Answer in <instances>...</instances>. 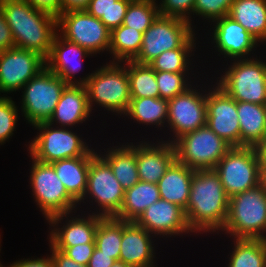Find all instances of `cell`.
<instances>
[{
    "mask_svg": "<svg viewBox=\"0 0 266 267\" xmlns=\"http://www.w3.org/2000/svg\"><path fill=\"white\" fill-rule=\"evenodd\" d=\"M67 84L47 67L22 87V116L30 125L48 122Z\"/></svg>",
    "mask_w": 266,
    "mask_h": 267,
    "instance_id": "obj_7",
    "label": "cell"
},
{
    "mask_svg": "<svg viewBox=\"0 0 266 267\" xmlns=\"http://www.w3.org/2000/svg\"><path fill=\"white\" fill-rule=\"evenodd\" d=\"M1 238V237H0ZM1 240V239H0ZM0 244H1V241H0ZM0 248H1V246H0ZM0 251H1V249H0ZM0 267H5V266H3L2 264H1V262H0Z\"/></svg>",
    "mask_w": 266,
    "mask_h": 267,
    "instance_id": "obj_52",
    "label": "cell"
},
{
    "mask_svg": "<svg viewBox=\"0 0 266 267\" xmlns=\"http://www.w3.org/2000/svg\"><path fill=\"white\" fill-rule=\"evenodd\" d=\"M128 76L131 98H160L156 71L148 64L128 61Z\"/></svg>",
    "mask_w": 266,
    "mask_h": 267,
    "instance_id": "obj_34",
    "label": "cell"
},
{
    "mask_svg": "<svg viewBox=\"0 0 266 267\" xmlns=\"http://www.w3.org/2000/svg\"><path fill=\"white\" fill-rule=\"evenodd\" d=\"M143 33L131 27L120 25L111 30L110 62L133 61L140 53Z\"/></svg>",
    "mask_w": 266,
    "mask_h": 267,
    "instance_id": "obj_31",
    "label": "cell"
},
{
    "mask_svg": "<svg viewBox=\"0 0 266 267\" xmlns=\"http://www.w3.org/2000/svg\"><path fill=\"white\" fill-rule=\"evenodd\" d=\"M37 129L36 137L29 141V157L43 163H52L57 160L86 156L93 148L88 146L71 128L57 127L48 122L33 126ZM55 127V128H54Z\"/></svg>",
    "mask_w": 266,
    "mask_h": 267,
    "instance_id": "obj_6",
    "label": "cell"
},
{
    "mask_svg": "<svg viewBox=\"0 0 266 267\" xmlns=\"http://www.w3.org/2000/svg\"><path fill=\"white\" fill-rule=\"evenodd\" d=\"M12 97L0 95V144H4L14 134L20 115ZM8 139V140H7Z\"/></svg>",
    "mask_w": 266,
    "mask_h": 267,
    "instance_id": "obj_39",
    "label": "cell"
},
{
    "mask_svg": "<svg viewBox=\"0 0 266 267\" xmlns=\"http://www.w3.org/2000/svg\"><path fill=\"white\" fill-rule=\"evenodd\" d=\"M33 8L46 12L54 17L61 14V0H26Z\"/></svg>",
    "mask_w": 266,
    "mask_h": 267,
    "instance_id": "obj_43",
    "label": "cell"
},
{
    "mask_svg": "<svg viewBox=\"0 0 266 267\" xmlns=\"http://www.w3.org/2000/svg\"><path fill=\"white\" fill-rule=\"evenodd\" d=\"M71 214L56 215L47 221L50 227H53L49 228L51 229L49 238H47L49 243L55 248H68L80 244L95 243L98 223L103 217L92 213L84 216L82 212L81 216L79 214L77 216ZM64 219L66 220L65 223L63 222ZM62 222L64 225H59Z\"/></svg>",
    "mask_w": 266,
    "mask_h": 267,
    "instance_id": "obj_18",
    "label": "cell"
},
{
    "mask_svg": "<svg viewBox=\"0 0 266 267\" xmlns=\"http://www.w3.org/2000/svg\"><path fill=\"white\" fill-rule=\"evenodd\" d=\"M91 0H61V13L74 11V10H85Z\"/></svg>",
    "mask_w": 266,
    "mask_h": 267,
    "instance_id": "obj_48",
    "label": "cell"
},
{
    "mask_svg": "<svg viewBox=\"0 0 266 267\" xmlns=\"http://www.w3.org/2000/svg\"><path fill=\"white\" fill-rule=\"evenodd\" d=\"M57 32L93 55L109 53L111 31L86 10L63 12L57 17Z\"/></svg>",
    "mask_w": 266,
    "mask_h": 267,
    "instance_id": "obj_12",
    "label": "cell"
},
{
    "mask_svg": "<svg viewBox=\"0 0 266 267\" xmlns=\"http://www.w3.org/2000/svg\"><path fill=\"white\" fill-rule=\"evenodd\" d=\"M122 240V220L115 217H103L95 233V247L103 254L119 260Z\"/></svg>",
    "mask_w": 266,
    "mask_h": 267,
    "instance_id": "obj_35",
    "label": "cell"
},
{
    "mask_svg": "<svg viewBox=\"0 0 266 267\" xmlns=\"http://www.w3.org/2000/svg\"><path fill=\"white\" fill-rule=\"evenodd\" d=\"M159 199L157 183L139 181L125 191L121 209L114 217L123 221H136L147 207Z\"/></svg>",
    "mask_w": 266,
    "mask_h": 267,
    "instance_id": "obj_29",
    "label": "cell"
},
{
    "mask_svg": "<svg viewBox=\"0 0 266 267\" xmlns=\"http://www.w3.org/2000/svg\"><path fill=\"white\" fill-rule=\"evenodd\" d=\"M88 56L94 55L78 44L64 39L57 33L45 62L46 67L59 76L67 85L85 86L93 72H89L80 79H77L75 75L81 70L82 59Z\"/></svg>",
    "mask_w": 266,
    "mask_h": 267,
    "instance_id": "obj_20",
    "label": "cell"
},
{
    "mask_svg": "<svg viewBox=\"0 0 266 267\" xmlns=\"http://www.w3.org/2000/svg\"><path fill=\"white\" fill-rule=\"evenodd\" d=\"M157 2L156 0L131 1L122 25L144 33L159 16Z\"/></svg>",
    "mask_w": 266,
    "mask_h": 267,
    "instance_id": "obj_37",
    "label": "cell"
},
{
    "mask_svg": "<svg viewBox=\"0 0 266 267\" xmlns=\"http://www.w3.org/2000/svg\"><path fill=\"white\" fill-rule=\"evenodd\" d=\"M188 74V75H187ZM189 72H166L156 71V80L158 84L160 98L171 99L184 93L194 82L191 81ZM190 78V79H189Z\"/></svg>",
    "mask_w": 266,
    "mask_h": 267,
    "instance_id": "obj_38",
    "label": "cell"
},
{
    "mask_svg": "<svg viewBox=\"0 0 266 267\" xmlns=\"http://www.w3.org/2000/svg\"><path fill=\"white\" fill-rule=\"evenodd\" d=\"M111 267H132L124 262H122L121 260H116Z\"/></svg>",
    "mask_w": 266,
    "mask_h": 267,
    "instance_id": "obj_51",
    "label": "cell"
},
{
    "mask_svg": "<svg viewBox=\"0 0 266 267\" xmlns=\"http://www.w3.org/2000/svg\"><path fill=\"white\" fill-rule=\"evenodd\" d=\"M193 85L184 93L168 100L167 130L171 129L173 137L168 141L174 143L183 135L206 125L207 120V90L197 89ZM195 88V89H194ZM169 128V129H168ZM172 140H171V139Z\"/></svg>",
    "mask_w": 266,
    "mask_h": 267,
    "instance_id": "obj_14",
    "label": "cell"
},
{
    "mask_svg": "<svg viewBox=\"0 0 266 267\" xmlns=\"http://www.w3.org/2000/svg\"><path fill=\"white\" fill-rule=\"evenodd\" d=\"M15 47L12 32L0 10V51Z\"/></svg>",
    "mask_w": 266,
    "mask_h": 267,
    "instance_id": "obj_44",
    "label": "cell"
},
{
    "mask_svg": "<svg viewBox=\"0 0 266 267\" xmlns=\"http://www.w3.org/2000/svg\"><path fill=\"white\" fill-rule=\"evenodd\" d=\"M228 16L259 43L266 39V0H233Z\"/></svg>",
    "mask_w": 266,
    "mask_h": 267,
    "instance_id": "obj_28",
    "label": "cell"
},
{
    "mask_svg": "<svg viewBox=\"0 0 266 267\" xmlns=\"http://www.w3.org/2000/svg\"><path fill=\"white\" fill-rule=\"evenodd\" d=\"M162 2L158 4L159 15L176 17L190 22L193 28L191 20L193 14V7L196 0H161Z\"/></svg>",
    "mask_w": 266,
    "mask_h": 267,
    "instance_id": "obj_41",
    "label": "cell"
},
{
    "mask_svg": "<svg viewBox=\"0 0 266 267\" xmlns=\"http://www.w3.org/2000/svg\"><path fill=\"white\" fill-rule=\"evenodd\" d=\"M135 222L158 238L193 233L188 226L185 210L163 199L147 207Z\"/></svg>",
    "mask_w": 266,
    "mask_h": 267,
    "instance_id": "obj_19",
    "label": "cell"
},
{
    "mask_svg": "<svg viewBox=\"0 0 266 267\" xmlns=\"http://www.w3.org/2000/svg\"><path fill=\"white\" fill-rule=\"evenodd\" d=\"M81 265H88L95 249V243L75 245L68 248H56Z\"/></svg>",
    "mask_w": 266,
    "mask_h": 267,
    "instance_id": "obj_42",
    "label": "cell"
},
{
    "mask_svg": "<svg viewBox=\"0 0 266 267\" xmlns=\"http://www.w3.org/2000/svg\"><path fill=\"white\" fill-rule=\"evenodd\" d=\"M15 47L48 58L57 32V18L33 8L26 0H0Z\"/></svg>",
    "mask_w": 266,
    "mask_h": 267,
    "instance_id": "obj_2",
    "label": "cell"
},
{
    "mask_svg": "<svg viewBox=\"0 0 266 267\" xmlns=\"http://www.w3.org/2000/svg\"><path fill=\"white\" fill-rule=\"evenodd\" d=\"M212 47L228 60L250 59L261 44L246 29L231 17L224 16L213 21ZM259 44V45H258Z\"/></svg>",
    "mask_w": 266,
    "mask_h": 267,
    "instance_id": "obj_17",
    "label": "cell"
},
{
    "mask_svg": "<svg viewBox=\"0 0 266 267\" xmlns=\"http://www.w3.org/2000/svg\"><path fill=\"white\" fill-rule=\"evenodd\" d=\"M259 157L254 147H231L215 166L229 197L259 185Z\"/></svg>",
    "mask_w": 266,
    "mask_h": 267,
    "instance_id": "obj_11",
    "label": "cell"
},
{
    "mask_svg": "<svg viewBox=\"0 0 266 267\" xmlns=\"http://www.w3.org/2000/svg\"><path fill=\"white\" fill-rule=\"evenodd\" d=\"M99 150L92 149L86 156L57 160L50 163L68 194L78 203L87 188V176L91 158Z\"/></svg>",
    "mask_w": 266,
    "mask_h": 267,
    "instance_id": "obj_24",
    "label": "cell"
},
{
    "mask_svg": "<svg viewBox=\"0 0 266 267\" xmlns=\"http://www.w3.org/2000/svg\"><path fill=\"white\" fill-rule=\"evenodd\" d=\"M195 32L188 21L159 15L143 33L140 53L133 61L149 64L163 52L180 48Z\"/></svg>",
    "mask_w": 266,
    "mask_h": 267,
    "instance_id": "obj_13",
    "label": "cell"
},
{
    "mask_svg": "<svg viewBox=\"0 0 266 267\" xmlns=\"http://www.w3.org/2000/svg\"><path fill=\"white\" fill-rule=\"evenodd\" d=\"M132 0H91L85 9L99 18L111 31L123 24L127 8Z\"/></svg>",
    "mask_w": 266,
    "mask_h": 267,
    "instance_id": "obj_36",
    "label": "cell"
},
{
    "mask_svg": "<svg viewBox=\"0 0 266 267\" xmlns=\"http://www.w3.org/2000/svg\"><path fill=\"white\" fill-rule=\"evenodd\" d=\"M50 256V257H49ZM31 257L28 259H24L23 260H16L15 262H13L12 264H10L7 267H54L53 266V261L51 258V255H48L47 258L45 257H40V258H33Z\"/></svg>",
    "mask_w": 266,
    "mask_h": 267,
    "instance_id": "obj_46",
    "label": "cell"
},
{
    "mask_svg": "<svg viewBox=\"0 0 266 267\" xmlns=\"http://www.w3.org/2000/svg\"><path fill=\"white\" fill-rule=\"evenodd\" d=\"M240 146L256 147L266 136V105L237 101Z\"/></svg>",
    "mask_w": 266,
    "mask_h": 267,
    "instance_id": "obj_27",
    "label": "cell"
},
{
    "mask_svg": "<svg viewBox=\"0 0 266 267\" xmlns=\"http://www.w3.org/2000/svg\"><path fill=\"white\" fill-rule=\"evenodd\" d=\"M116 260L111 258L109 255L103 254L102 251L96 247L89 260L88 267H111Z\"/></svg>",
    "mask_w": 266,
    "mask_h": 267,
    "instance_id": "obj_47",
    "label": "cell"
},
{
    "mask_svg": "<svg viewBox=\"0 0 266 267\" xmlns=\"http://www.w3.org/2000/svg\"><path fill=\"white\" fill-rule=\"evenodd\" d=\"M206 106V126L231 147H240L237 101L214 84L208 86Z\"/></svg>",
    "mask_w": 266,
    "mask_h": 267,
    "instance_id": "obj_16",
    "label": "cell"
},
{
    "mask_svg": "<svg viewBox=\"0 0 266 267\" xmlns=\"http://www.w3.org/2000/svg\"><path fill=\"white\" fill-rule=\"evenodd\" d=\"M90 114L92 112L88 103L86 87L67 85L48 123L57 127L73 129V126L77 127L78 124L89 120Z\"/></svg>",
    "mask_w": 266,
    "mask_h": 267,
    "instance_id": "obj_23",
    "label": "cell"
},
{
    "mask_svg": "<svg viewBox=\"0 0 266 267\" xmlns=\"http://www.w3.org/2000/svg\"><path fill=\"white\" fill-rule=\"evenodd\" d=\"M145 140L135 143L139 180L158 183L176 160V150L172 143L164 141L163 138L157 139V143L149 142L147 138Z\"/></svg>",
    "mask_w": 266,
    "mask_h": 267,
    "instance_id": "obj_21",
    "label": "cell"
},
{
    "mask_svg": "<svg viewBox=\"0 0 266 267\" xmlns=\"http://www.w3.org/2000/svg\"><path fill=\"white\" fill-rule=\"evenodd\" d=\"M106 149L98 154L110 165L115 178L123 189L126 191L137 184L140 180L136 164L135 143L127 142L121 145L119 143L118 146H110Z\"/></svg>",
    "mask_w": 266,
    "mask_h": 267,
    "instance_id": "obj_26",
    "label": "cell"
},
{
    "mask_svg": "<svg viewBox=\"0 0 266 267\" xmlns=\"http://www.w3.org/2000/svg\"><path fill=\"white\" fill-rule=\"evenodd\" d=\"M50 246V254L53 266L54 267H88L87 265H81L72 260L70 257L65 255L62 251L57 250L51 243Z\"/></svg>",
    "mask_w": 266,
    "mask_h": 267,
    "instance_id": "obj_45",
    "label": "cell"
},
{
    "mask_svg": "<svg viewBox=\"0 0 266 267\" xmlns=\"http://www.w3.org/2000/svg\"><path fill=\"white\" fill-rule=\"evenodd\" d=\"M45 67V59L35 52L18 47L0 51V94L21 90Z\"/></svg>",
    "mask_w": 266,
    "mask_h": 267,
    "instance_id": "obj_15",
    "label": "cell"
},
{
    "mask_svg": "<svg viewBox=\"0 0 266 267\" xmlns=\"http://www.w3.org/2000/svg\"><path fill=\"white\" fill-rule=\"evenodd\" d=\"M173 145L176 160L193 170L215 169L231 148L206 125L183 135Z\"/></svg>",
    "mask_w": 266,
    "mask_h": 267,
    "instance_id": "obj_10",
    "label": "cell"
},
{
    "mask_svg": "<svg viewBox=\"0 0 266 267\" xmlns=\"http://www.w3.org/2000/svg\"><path fill=\"white\" fill-rule=\"evenodd\" d=\"M125 190L120 182L115 178L110 165L96 153L90 161V167L87 176V188L83 198L78 202H91L97 204V214L102 217H114L121 209L124 200ZM89 198V201H88ZM94 201V202H93ZM96 202V203H95Z\"/></svg>",
    "mask_w": 266,
    "mask_h": 267,
    "instance_id": "obj_9",
    "label": "cell"
},
{
    "mask_svg": "<svg viewBox=\"0 0 266 267\" xmlns=\"http://www.w3.org/2000/svg\"><path fill=\"white\" fill-rule=\"evenodd\" d=\"M221 231L232 238L266 240V192L260 185L229 197Z\"/></svg>",
    "mask_w": 266,
    "mask_h": 267,
    "instance_id": "obj_4",
    "label": "cell"
},
{
    "mask_svg": "<svg viewBox=\"0 0 266 267\" xmlns=\"http://www.w3.org/2000/svg\"><path fill=\"white\" fill-rule=\"evenodd\" d=\"M232 3L233 0H196L193 7V16L196 14L210 23L227 16Z\"/></svg>",
    "mask_w": 266,
    "mask_h": 267,
    "instance_id": "obj_40",
    "label": "cell"
},
{
    "mask_svg": "<svg viewBox=\"0 0 266 267\" xmlns=\"http://www.w3.org/2000/svg\"><path fill=\"white\" fill-rule=\"evenodd\" d=\"M259 185L266 192V167H260Z\"/></svg>",
    "mask_w": 266,
    "mask_h": 267,
    "instance_id": "obj_50",
    "label": "cell"
},
{
    "mask_svg": "<svg viewBox=\"0 0 266 267\" xmlns=\"http://www.w3.org/2000/svg\"><path fill=\"white\" fill-rule=\"evenodd\" d=\"M134 120L144 126H155L160 130L166 127L168 119V100L162 98H131L129 107L124 114L125 118ZM165 125V126H164Z\"/></svg>",
    "mask_w": 266,
    "mask_h": 267,
    "instance_id": "obj_30",
    "label": "cell"
},
{
    "mask_svg": "<svg viewBox=\"0 0 266 267\" xmlns=\"http://www.w3.org/2000/svg\"><path fill=\"white\" fill-rule=\"evenodd\" d=\"M258 153L259 162L261 167H266V136L263 140L255 147Z\"/></svg>",
    "mask_w": 266,
    "mask_h": 267,
    "instance_id": "obj_49",
    "label": "cell"
},
{
    "mask_svg": "<svg viewBox=\"0 0 266 267\" xmlns=\"http://www.w3.org/2000/svg\"><path fill=\"white\" fill-rule=\"evenodd\" d=\"M31 160L30 188L45 219L48 221L53 216L65 213L77 214L78 203L68 194L53 166L32 157Z\"/></svg>",
    "mask_w": 266,
    "mask_h": 267,
    "instance_id": "obj_8",
    "label": "cell"
},
{
    "mask_svg": "<svg viewBox=\"0 0 266 267\" xmlns=\"http://www.w3.org/2000/svg\"><path fill=\"white\" fill-rule=\"evenodd\" d=\"M85 87L91 112L96 104L104 111L114 112L112 115H124L131 100L128 61L106 62V65L96 68Z\"/></svg>",
    "mask_w": 266,
    "mask_h": 267,
    "instance_id": "obj_3",
    "label": "cell"
},
{
    "mask_svg": "<svg viewBox=\"0 0 266 267\" xmlns=\"http://www.w3.org/2000/svg\"><path fill=\"white\" fill-rule=\"evenodd\" d=\"M229 196L214 169L195 170L185 210L193 233L221 232L228 215Z\"/></svg>",
    "mask_w": 266,
    "mask_h": 267,
    "instance_id": "obj_1",
    "label": "cell"
},
{
    "mask_svg": "<svg viewBox=\"0 0 266 267\" xmlns=\"http://www.w3.org/2000/svg\"><path fill=\"white\" fill-rule=\"evenodd\" d=\"M135 221L122 220V240L119 260L132 267H150L155 265L156 250L153 237Z\"/></svg>",
    "mask_w": 266,
    "mask_h": 267,
    "instance_id": "obj_22",
    "label": "cell"
},
{
    "mask_svg": "<svg viewBox=\"0 0 266 267\" xmlns=\"http://www.w3.org/2000/svg\"><path fill=\"white\" fill-rule=\"evenodd\" d=\"M253 56L231 60L215 84L236 101L266 105V61Z\"/></svg>",
    "mask_w": 266,
    "mask_h": 267,
    "instance_id": "obj_5",
    "label": "cell"
},
{
    "mask_svg": "<svg viewBox=\"0 0 266 267\" xmlns=\"http://www.w3.org/2000/svg\"><path fill=\"white\" fill-rule=\"evenodd\" d=\"M228 267H266V240L233 238Z\"/></svg>",
    "mask_w": 266,
    "mask_h": 267,
    "instance_id": "obj_32",
    "label": "cell"
},
{
    "mask_svg": "<svg viewBox=\"0 0 266 267\" xmlns=\"http://www.w3.org/2000/svg\"><path fill=\"white\" fill-rule=\"evenodd\" d=\"M197 33H194L180 48L168 50L153 59L148 65L155 71L166 72H189L192 71L193 62L191 59L195 56ZM193 52V53H192ZM190 57V58H189ZM191 59V60H190ZM192 66L190 68V66Z\"/></svg>",
    "mask_w": 266,
    "mask_h": 267,
    "instance_id": "obj_33",
    "label": "cell"
},
{
    "mask_svg": "<svg viewBox=\"0 0 266 267\" xmlns=\"http://www.w3.org/2000/svg\"><path fill=\"white\" fill-rule=\"evenodd\" d=\"M194 172L195 170L175 160L157 183L160 199L186 210Z\"/></svg>",
    "mask_w": 266,
    "mask_h": 267,
    "instance_id": "obj_25",
    "label": "cell"
}]
</instances>
